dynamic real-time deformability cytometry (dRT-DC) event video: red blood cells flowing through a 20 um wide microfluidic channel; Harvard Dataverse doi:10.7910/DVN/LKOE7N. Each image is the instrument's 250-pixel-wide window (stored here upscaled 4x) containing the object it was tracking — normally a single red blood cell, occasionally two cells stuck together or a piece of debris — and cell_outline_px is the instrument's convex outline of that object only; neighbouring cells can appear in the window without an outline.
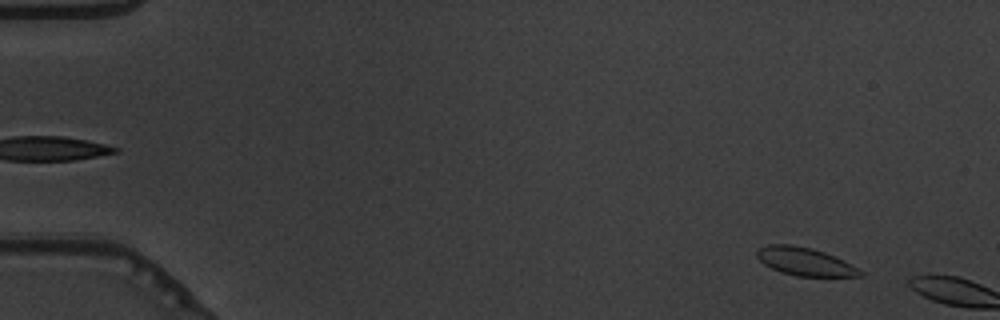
{"species": "common noctule bat (a hibernating species)", "species_latin": "Nyctalus noctula", "temperature_condition": "warm", "stored_images_in_passage": 7, "camera_frame_rate_fps": 3000, "um_per_image_px": 0.085, "animal": {"sex": "male", "body_mass_g": 19.5, "forearm_length_mm": 54.6}, "frame": {"image": 1, "passage_image": 5, "time_ms": 1.333, "image_size_px": [1000, 320], "cell_outline_px": [[864, 276], [796, 276], [780, 272], [764, 264], [756, 256], [756, 248], [768, 244], [792, 244], [812, 248], [824, 252], [864, 272]], "centroid_in_image_um": [68.33, 22.22], "position_along_channel_um": 16.7, "area_um2": 16.7}}